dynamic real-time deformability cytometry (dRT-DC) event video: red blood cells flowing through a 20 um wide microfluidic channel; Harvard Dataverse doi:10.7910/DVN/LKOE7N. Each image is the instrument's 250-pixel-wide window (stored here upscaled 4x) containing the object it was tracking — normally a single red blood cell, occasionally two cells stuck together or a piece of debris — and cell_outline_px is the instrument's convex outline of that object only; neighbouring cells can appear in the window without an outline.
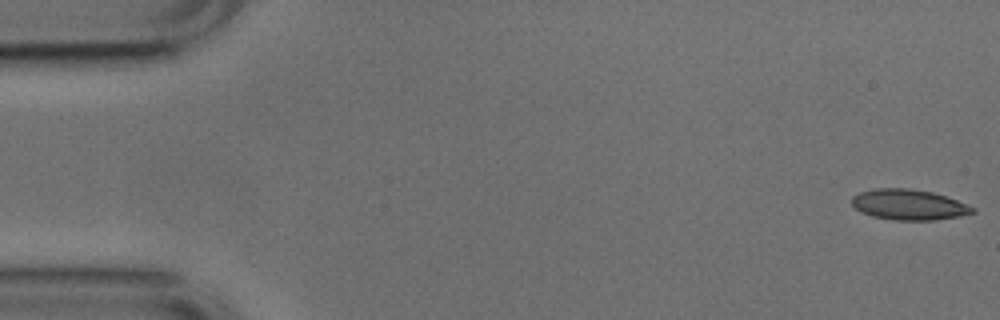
{"species": "common noctule bat (a hibernating species)", "species_latin": "Nyctalus noctula", "temperature_condition": "cold", "stored_images_in_passage": 52, "camera_frame_rate_fps": 3000, "um_per_image_px": 0.085, "animal": {"sex": "male", "body_mass_g": 17.9, "forearm_length_mm": 54.2}, "frame": {"image": 1, "passage_image": 1, "time_ms": 0.0, "image_size_px": [1000, 320], "cell_outline_px": [[976, 212], [960, 216], [932, 220], [892, 220], [872, 216], [860, 212], [852, 204], [852, 196], [860, 192], [876, 188], [908, 188], [932, 192], [956, 200], [976, 208]], "centroid_in_image_um": [77.23, 17.4], "position_along_channel_um": 7.8, "area_um2": 21.44}}
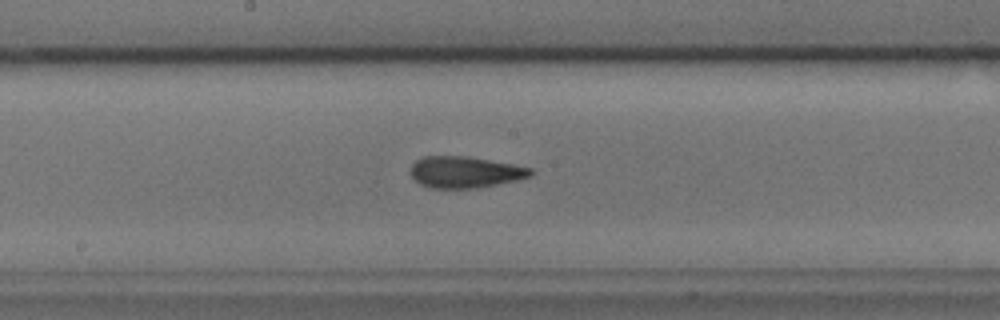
{"frame": {"image": 2, "passage_image": 27, "time_ms": 8.667, "image_size_px": [1000, 320], "cell_outline_px": [[536, 172], [532, 176], [516, 180], [476, 188], [432, 188], [420, 184], [408, 172], [412, 164], [416, 160], [424, 156], [468, 156], [512, 164], [532, 168]], "centroid_in_image_um": [39.53, 14.62], "position_along_channel_um": 208.7, "area_um2": 22.08}}
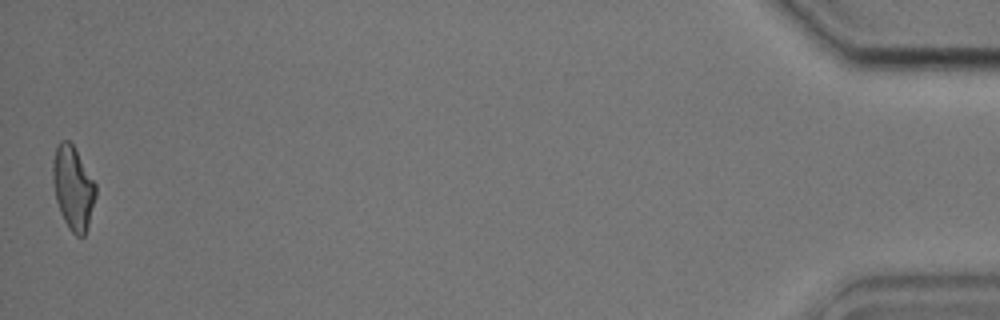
{"frame": {"image": 3, "passage_image": 52, "time_ms": 17.0, "image_size_px": [1000, 320], "cell_outline_px": [[96, 196], [88, 224], [84, 236], [76, 236], [68, 228], [60, 212], [56, 200], [52, 180], [52, 160], [56, 148], [60, 140], [68, 140], [72, 144], [96, 184]], "centroid_in_image_um": [6.19, 15.96], "position_along_channel_um": 429.0, "area_um2": 20.75}, "authors_computed_cell_mechanics": {"area_um2": 21.4438, "velocity_mm_per_s": 3.7755, "shape_relaxation_time_tau1_ms": 8.5026, "shape_relaxation_time_tau2_ms": 2.4702, "deformation_change_tau1": 0.1857, "deformation_change_tau2": 0.1016}}